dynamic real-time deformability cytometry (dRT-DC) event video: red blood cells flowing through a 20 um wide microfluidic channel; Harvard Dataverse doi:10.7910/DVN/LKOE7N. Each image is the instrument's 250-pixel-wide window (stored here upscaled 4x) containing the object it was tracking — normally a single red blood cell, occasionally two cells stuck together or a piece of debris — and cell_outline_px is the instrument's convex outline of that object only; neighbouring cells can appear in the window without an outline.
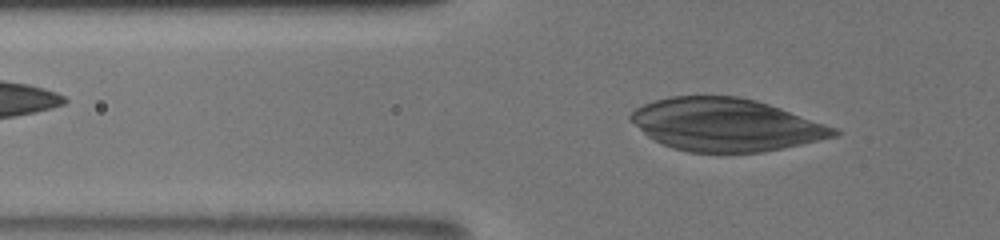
{"species": "human", "species_latin": "Homo sapiens", "temperature_condition": "room temperature", "stored_images_in_passage": 37, "camera_frame_rate_fps": 3000, "um_per_image_px": 0.085, "donor": {"sex": "male"}, "frame": {"image": 1, "passage_image": 20, "time_ms": 3.0, "image_size_px": [1000, 240], "cell_outline_px": [[840, 132], [836, 136], [800, 144], [760, 152], [688, 152], [672, 148], [648, 136], [628, 120], [628, 116], [636, 108], [644, 104], [668, 96], [740, 96], [756, 100], [780, 108], [836, 128]], "centroid_in_image_um": [61.64, 10.59], "position_along_channel_um": 64.2, "area_um2": 61.85}}
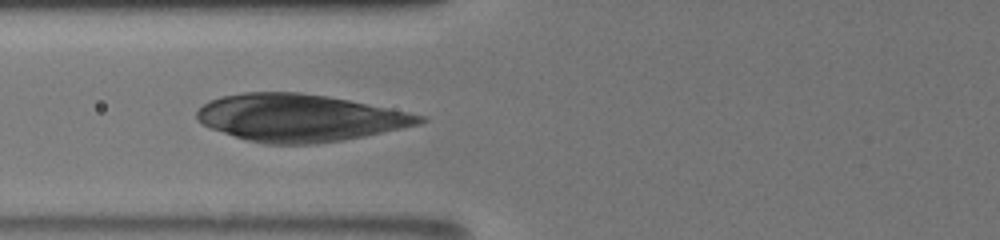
{"frame": {"image": 2, "passage_image": 27, "time_ms": 4.333, "image_size_px": [1000, 240], "cell_outline_px": [[428, 120], [420, 124], [364, 136], [344, 140], [316, 144], [264, 144], [248, 140], [212, 128], [196, 120], [196, 112], [208, 100], [220, 96], [244, 92], [300, 92], [328, 96], [428, 116]], "centroid_in_image_um": [25.47, 10.01], "position_along_channel_um": 100.3, "area_um2": 61.21}}
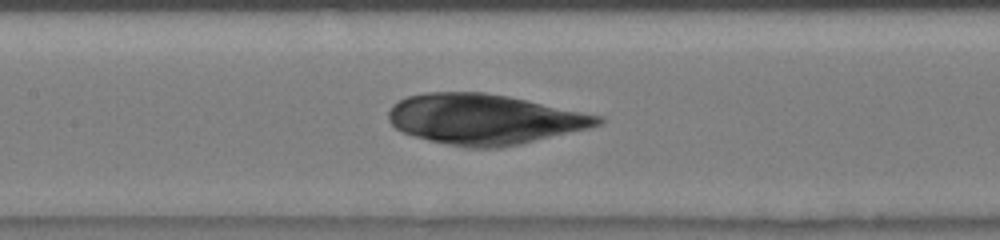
{"frame": {"image": 3, "passage_image": 33, "time_ms": 6.0, "image_size_px": [1000, 240], "cell_outline_px": [[604, 120], [600, 124], [588, 128], [520, 144], [496, 148], [464, 148], [428, 140], [404, 132], [396, 128], [388, 120], [388, 112], [392, 104], [408, 96], [424, 92], [484, 92], [508, 96], [604, 116]], "centroid_in_image_um": [41.16, 10.13], "position_along_channel_um": 166.2, "area_um2": 61.27}}